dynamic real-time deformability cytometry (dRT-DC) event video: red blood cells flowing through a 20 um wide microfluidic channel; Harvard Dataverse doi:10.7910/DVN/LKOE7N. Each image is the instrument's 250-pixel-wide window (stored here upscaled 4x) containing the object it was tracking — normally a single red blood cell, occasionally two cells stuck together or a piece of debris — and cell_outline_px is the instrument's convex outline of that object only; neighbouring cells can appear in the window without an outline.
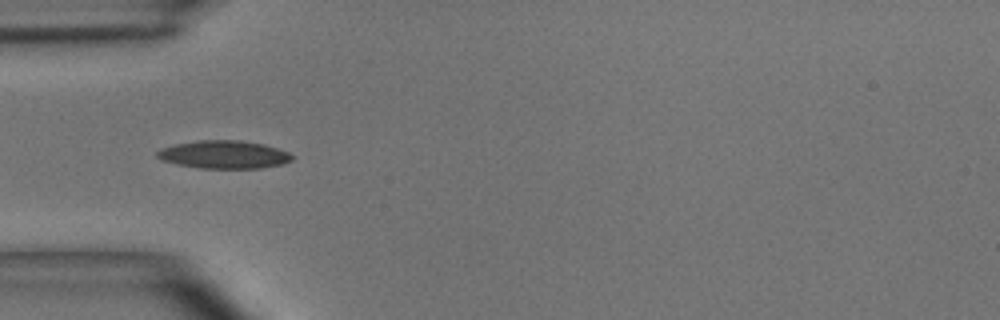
{"species": "common noctule bat (a hibernating species)", "species_latin": "Nyctalus noctula", "temperature_condition": "room temperature", "stored_images_in_passage": 1, "camera_frame_rate_fps": 3000, "um_per_image_px": 0.085, "animal": {"sex": "male", "body_mass_g": 15.6}, "frame": {"image": 1, "passage_image": 1, "time_ms": 0.0, "image_size_px": [1000, 320], "cell_outline_px": [[292, 160], [284, 164], [260, 168], [200, 168], [176, 164], [160, 160], [156, 156], [156, 152], [160, 148], [176, 144], [200, 140], [240, 140], [264, 144], [288, 152], [292, 156]], "centroid_in_image_um": [19.01, 13.14], "position_along_channel_um": 66.0, "area_um2": 22.02}}